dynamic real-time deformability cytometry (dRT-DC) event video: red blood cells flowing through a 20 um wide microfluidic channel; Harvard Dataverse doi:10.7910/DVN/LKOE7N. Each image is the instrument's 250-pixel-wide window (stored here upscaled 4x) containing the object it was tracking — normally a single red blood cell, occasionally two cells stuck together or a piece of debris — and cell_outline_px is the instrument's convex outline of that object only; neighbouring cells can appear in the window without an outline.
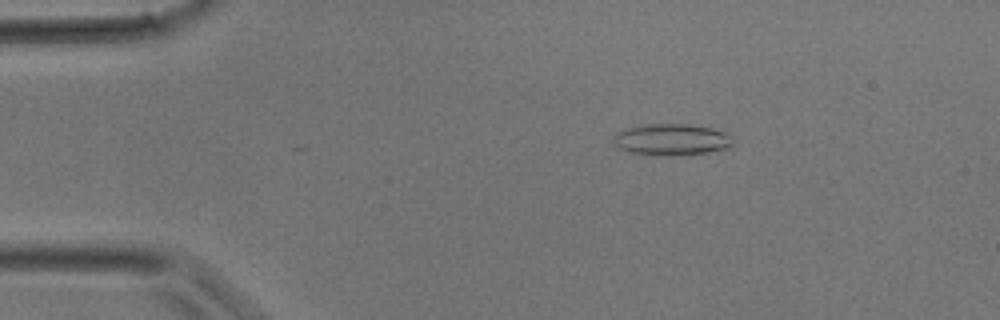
{"species": "common noctule bat (a hibernating species)", "species_latin": "Nyctalus noctula", "temperature_condition": "room temperature", "stored_images_in_passage": 12, "camera_frame_rate_fps": 3000, "um_per_image_px": 0.085, "animal": {"sex": "male", "body_mass_g": 17.9}, "frame": {"image": 1, "passage_image": 6, "time_ms": 1.667, "image_size_px": [1000, 320], "cell_outline_px": [[732, 144], [728, 148], [708, 152], [672, 156], [628, 152], [620, 148], [612, 140], [616, 132], [628, 128], [648, 124], [688, 124], [712, 128], [728, 132], [732, 136]], "centroid_in_image_um": [57.12, 11.86], "position_along_channel_um": 27.9, "area_um2": 21.91}}